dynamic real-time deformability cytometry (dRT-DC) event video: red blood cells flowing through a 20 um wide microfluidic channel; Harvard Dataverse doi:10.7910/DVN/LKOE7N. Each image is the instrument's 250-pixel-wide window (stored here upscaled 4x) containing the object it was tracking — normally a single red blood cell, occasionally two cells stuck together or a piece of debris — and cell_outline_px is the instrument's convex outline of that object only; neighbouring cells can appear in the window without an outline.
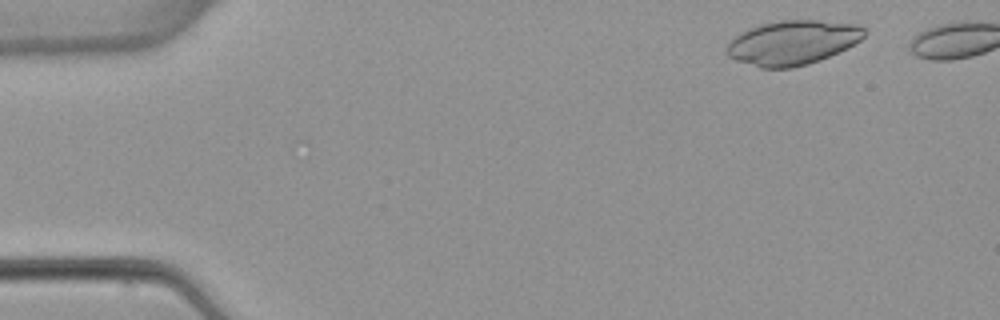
{"species": "common noctule bat (a hibernating species)", "species_latin": "Nyctalus noctula", "temperature_condition": "warm", "stored_images_in_passage": 5, "camera_frame_rate_fps": 3000, "um_per_image_px": 0.085, "animal": {"sex": "female", "body_mass_g": 22.7, "forearm_length_mm": 54.2}, "frame": {"image": 1, "passage_image": 1, "time_ms": 0.0, "image_size_px": [1000, 320], "cell_outline_px": [[864, 36], [860, 40], [820, 60], [808, 64], [792, 68], [760, 68], [736, 60], [728, 56], [724, 48], [736, 36], [752, 28], [764, 24], [780, 20], [816, 20], [860, 24], [864, 28]], "centroid_in_image_um": [67.36, 3.63], "position_along_channel_um": 17.6, "area_um2": 35.14}}